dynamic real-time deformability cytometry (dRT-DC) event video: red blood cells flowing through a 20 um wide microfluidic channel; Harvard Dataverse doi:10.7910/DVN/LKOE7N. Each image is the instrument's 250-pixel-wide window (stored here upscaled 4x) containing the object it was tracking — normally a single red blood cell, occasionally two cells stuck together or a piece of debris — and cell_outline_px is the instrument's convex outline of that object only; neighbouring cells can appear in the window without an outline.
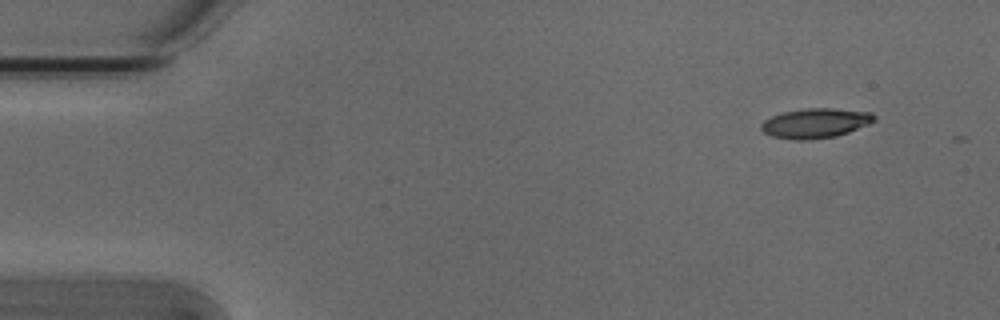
{"species": "Egyptian fruit bat (a non-hibernating species)", "species_latin": "Rousettus aegyptiacus", "temperature_condition": "cold", "stored_images_in_passage": 4, "camera_frame_rate_fps": 3000, "um_per_image_px": 0.085, "animal": {"sex": "male"}, "frame": {"image": 1, "passage_image": 1, "time_ms": 0.0, "image_size_px": [1000, 320], "cell_outline_px": [[876, 120], [868, 124], [848, 132], [836, 136], [812, 140], [796, 140], [772, 136], [764, 132], [760, 128], [760, 124], [764, 120], [772, 116], [784, 112], [804, 108], [832, 108], [872, 112], [876, 116]], "centroid_in_image_um": [69.32, 10.47], "position_along_channel_um": 15.7, "area_um2": 19.65}}